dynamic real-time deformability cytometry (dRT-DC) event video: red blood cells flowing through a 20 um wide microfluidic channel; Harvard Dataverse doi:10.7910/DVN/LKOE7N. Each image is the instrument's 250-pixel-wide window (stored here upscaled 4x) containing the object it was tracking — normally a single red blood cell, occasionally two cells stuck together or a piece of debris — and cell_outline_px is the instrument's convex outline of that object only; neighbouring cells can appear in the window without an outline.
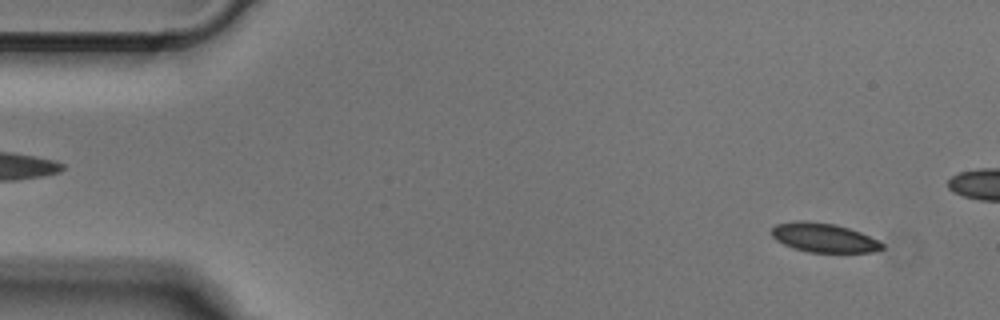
{"species": "Egyptian fruit bat (a non-hibernating species)", "species_latin": "Rousettus aegyptiacus", "temperature_condition": "cold", "stored_images_in_passage": 50, "camera_frame_rate_fps": 3000, "um_per_image_px": 0.085, "animal": {"sex": "male"}, "frame": {"image": 1, "passage_image": 3, "time_ms": 0.667, "image_size_px": [1000, 320], "cell_outline_px": [[884, 248], [872, 252], [808, 252], [792, 248], [776, 240], [772, 236], [772, 228], [776, 224], [796, 220], [804, 220], [836, 224], [860, 232], [884, 244]], "centroid_in_image_um": [69.99, 20.2], "position_along_channel_um": 15.0, "area_um2": 18.73}}
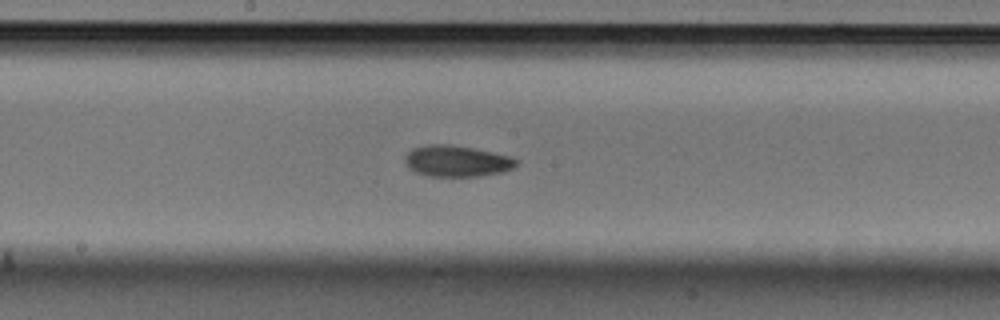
{"frame": {"image": 2, "passage_image": 25, "time_ms": 8.0, "image_size_px": [1000, 320], "cell_outline_px": [[520, 164], [504, 172], [480, 176], [428, 176], [416, 172], [408, 168], [404, 160], [404, 156], [412, 148], [428, 144], [448, 144], [472, 148], [512, 156], [520, 160]], "centroid_in_image_um": [38.85, 13.69], "position_along_channel_um": 209.3, "area_um2": 20.52}}
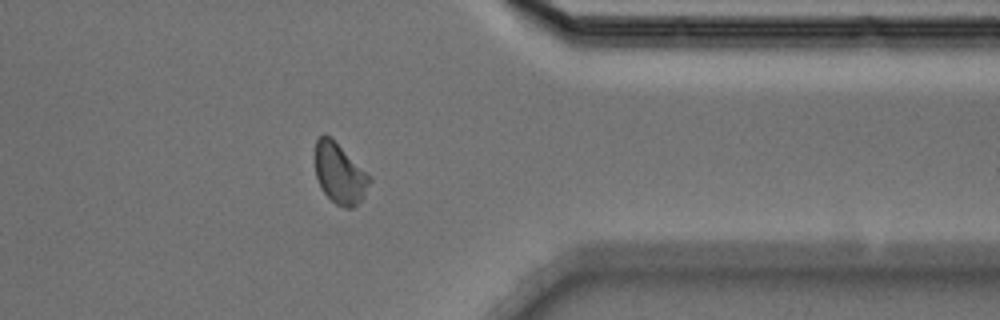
{"frame": {"image": 3, "passage_image": 39, "time_ms": 12.667, "image_size_px": [1000, 320], "cell_outline_px": [[372, 180], [364, 196], [352, 208], [344, 208], [336, 204], [320, 188], [316, 176], [312, 156], [316, 140], [324, 132], [372, 176]], "centroid_in_image_um": [28.84, 14.73], "position_along_channel_um": 382.6, "area_um2": 19.48}}